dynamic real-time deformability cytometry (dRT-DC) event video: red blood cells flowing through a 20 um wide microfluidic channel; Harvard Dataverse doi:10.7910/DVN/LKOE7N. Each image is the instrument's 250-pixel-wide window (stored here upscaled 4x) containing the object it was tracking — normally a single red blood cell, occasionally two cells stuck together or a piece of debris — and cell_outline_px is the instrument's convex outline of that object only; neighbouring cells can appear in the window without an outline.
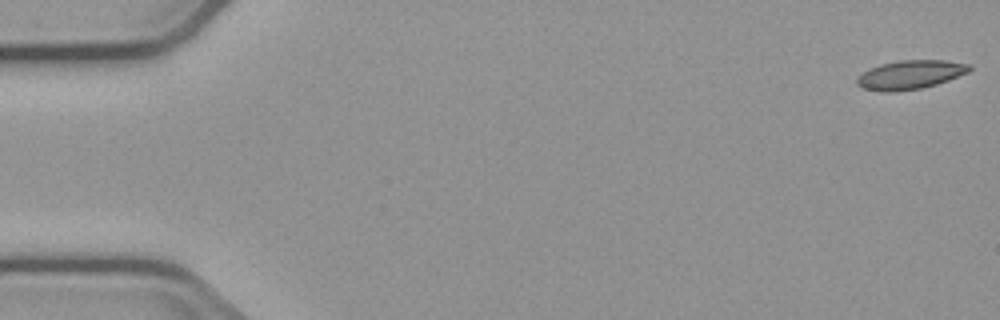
{"species": "common noctule bat (a hibernating species)", "species_latin": "Nyctalus noctula", "temperature_condition": "cold", "stored_images_in_passage": 6, "segment_of_instrument_passage": [1, 2], "camera_frame_rate_fps": 3000, "um_per_image_px": 0.085, "animal": {"sex": "male", "body_mass_g": 23.1, "forearm_length_mm": 52.7}, "frame": {"image": 1, "passage_image": 1, "time_ms": 0.0, "image_size_px": [1000, 320], "cell_outline_px": [[972, 68], [968, 72], [948, 80], [936, 84], [920, 88], [896, 92], [884, 92], [860, 88], [856, 84], [856, 80], [868, 68], [880, 64], [900, 60], [944, 60], [972, 64]], "centroid_in_image_um": [77.36, 6.35], "position_along_channel_um": 7.6, "area_um2": 19.02}}
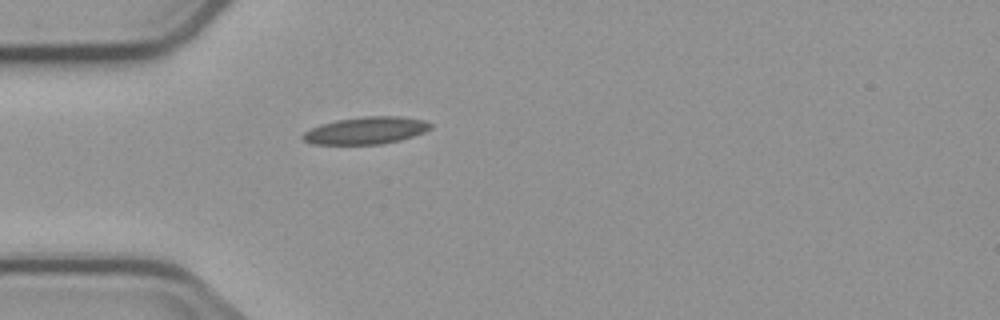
{"frame": {"image": 2, "passage_image": 5, "time_ms": 5.0, "image_size_px": [1000, 320], "cell_outline_px": [[432, 128], [424, 132], [400, 140], [380, 144], [312, 144], [304, 140], [300, 136], [304, 132], [320, 124], [336, 120], [360, 116], [400, 116], [424, 120], [432, 124]], "centroid_in_image_um": [31.1, 11.08], "position_along_channel_um": 53.9, "area_um2": 20.29}}